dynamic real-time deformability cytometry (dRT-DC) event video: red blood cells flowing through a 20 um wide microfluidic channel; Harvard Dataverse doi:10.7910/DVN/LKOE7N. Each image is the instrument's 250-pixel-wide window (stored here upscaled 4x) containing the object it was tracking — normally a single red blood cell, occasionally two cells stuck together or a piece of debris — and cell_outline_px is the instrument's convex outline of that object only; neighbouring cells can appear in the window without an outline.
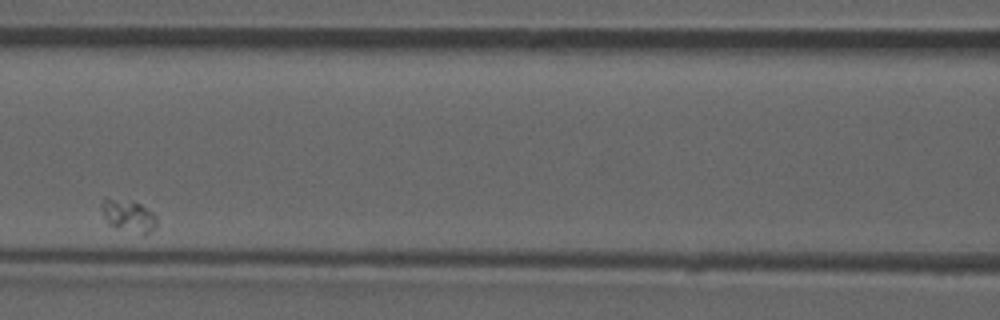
{"species": "common noctule bat (a hibernating species)", "species_latin": "Nyctalus noctula", "temperature_condition": "room temperature", "stored_images_in_passage": 3, "camera_frame_rate_fps": 3000, "um_per_image_px": 0.085, "animal": {"sex": "male", "forearm_length_mm": 52.5}, "frame": {"image": 1, "passage_image": 3, "time_ms": 2.667, "image_size_px": [1000, 320], "cell_outline_px": [[156, 224], [144, 236], [108, 224], [100, 208], [100, 204], [104, 196], [132, 200], [140, 204], [152, 212], [156, 216]], "centroid_in_image_um": [10.86, 18.29], "position_along_channel_um": 155.7, "area_um2": 10.52}}